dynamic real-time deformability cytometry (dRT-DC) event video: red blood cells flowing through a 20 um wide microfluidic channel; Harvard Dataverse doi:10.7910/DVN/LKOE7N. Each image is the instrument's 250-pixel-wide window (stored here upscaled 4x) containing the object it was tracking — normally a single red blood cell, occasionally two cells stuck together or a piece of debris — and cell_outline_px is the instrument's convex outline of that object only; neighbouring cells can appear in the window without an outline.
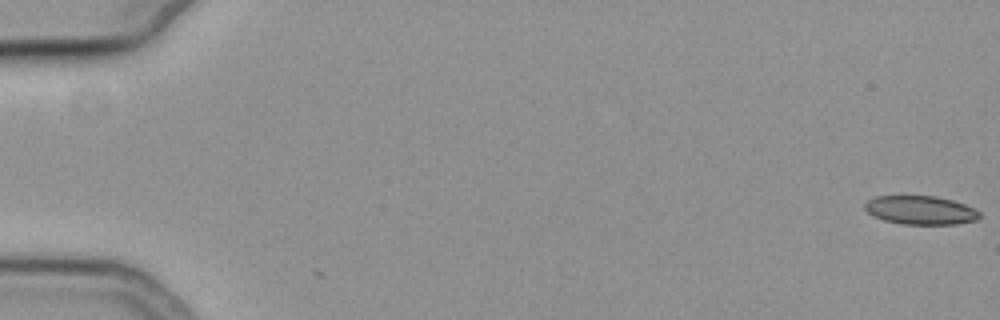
{"species": "common noctule bat (a hibernating species)", "species_latin": "Nyctalus noctula", "temperature_condition": "cold", "stored_images_in_passage": 2, "camera_frame_rate_fps": 3000, "um_per_image_px": 0.085, "animal": {"sex": "female", "body_mass_g": 19.3, "forearm_length_mm": 54.1}, "frame": {"image": 1, "passage_image": 2, "time_ms": 0.333, "image_size_px": [1000, 320], "cell_outline_px": [[980, 216], [976, 220], [956, 224], [900, 224], [884, 220], [872, 216], [864, 208], [864, 204], [868, 200], [876, 196], [936, 196], [952, 200], [964, 204], [980, 212]], "centroid_in_image_um": [78.22, 17.86], "position_along_channel_um": 6.8, "area_um2": 19.13}}